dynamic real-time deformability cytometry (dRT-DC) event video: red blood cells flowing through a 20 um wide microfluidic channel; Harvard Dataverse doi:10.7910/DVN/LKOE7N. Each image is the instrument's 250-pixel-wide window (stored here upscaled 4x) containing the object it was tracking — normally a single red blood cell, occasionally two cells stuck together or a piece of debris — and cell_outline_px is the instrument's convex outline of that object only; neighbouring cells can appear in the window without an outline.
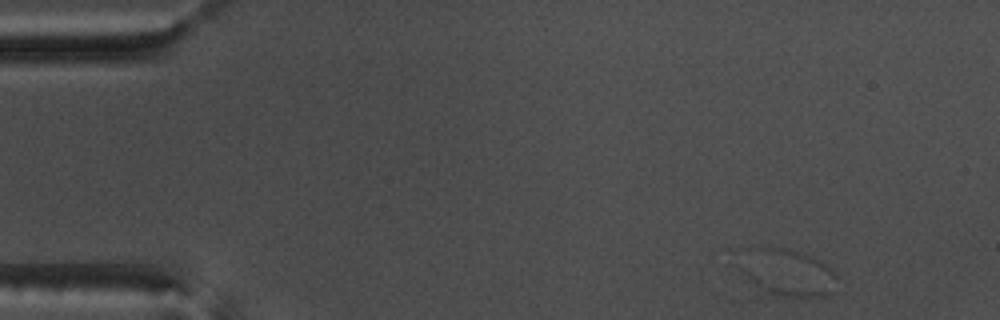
{"species": "common noctule bat (a hibernating species)", "species_latin": "Nyctalus noctula", "temperature_condition": "warm", "stored_images_in_passage": 1, "camera_frame_rate_fps": 3000, "um_per_image_px": 0.085, "animal": {"sex": "male", "body_mass_g": 17.5, "forearm_length_mm": 52.3}, "frame": {"image": 1, "passage_image": 1, "time_ms": 0.0, "image_size_px": [1000, 320], "cell_outline_px": [[836, 292], [828, 296], [784, 296], [764, 292], [732, 264], [724, 256], [728, 248], [752, 244], [764, 244], [788, 248], [808, 256], [824, 264], [836, 276]], "centroid_in_image_um": [66.53, 23.01], "position_along_channel_um": 18.5, "area_um2": 29.25}}